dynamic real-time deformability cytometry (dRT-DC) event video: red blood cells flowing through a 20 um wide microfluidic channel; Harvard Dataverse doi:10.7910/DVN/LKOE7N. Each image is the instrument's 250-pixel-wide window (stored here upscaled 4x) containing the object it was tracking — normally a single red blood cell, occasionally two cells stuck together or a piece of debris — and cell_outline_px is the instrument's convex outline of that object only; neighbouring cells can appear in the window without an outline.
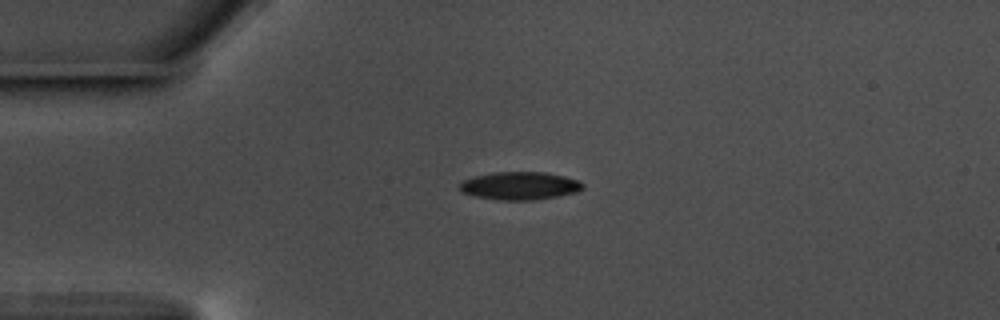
{"species": "common noctule bat (a hibernating species)", "species_latin": "Nyctalus noctula", "temperature_condition": "warm", "stored_images_in_passage": 44, "camera_frame_rate_fps": 3000, "um_per_image_px": 0.085, "animal": {"sex": "male", "body_mass_g": 17.5, "forearm_length_mm": 52.3}, "frame": {"image": 1, "passage_image": 1, "time_ms": 0.0, "image_size_px": [1000, 320], "cell_outline_px": [[584, 188], [576, 192], [560, 196], [532, 200], [500, 200], [476, 196], [460, 192], [460, 184], [464, 180], [476, 176], [496, 172], [544, 172], [564, 176], [580, 180], [584, 184]], "centroid_in_image_um": [44.23, 15.79], "position_along_channel_um": 40.8, "area_um2": 20.0}}
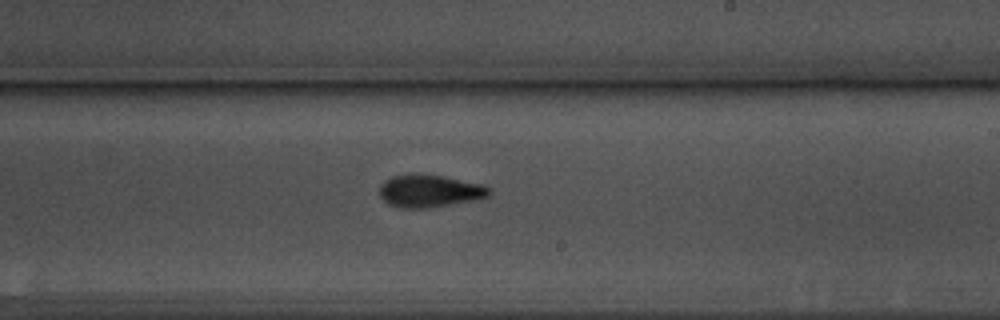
{"frame": {"image": 2, "passage_image": 21, "time_ms": 6.667, "image_size_px": [1000, 320], "cell_outline_px": [[492, 192], [488, 196], [472, 200], [424, 208], [396, 208], [388, 204], [380, 196], [380, 184], [384, 180], [392, 176], [416, 172], [420, 172], [484, 184], [492, 188]], "centroid_in_image_um": [36.48, 16.2], "position_along_channel_um": 252.5, "area_um2": 21.04}}
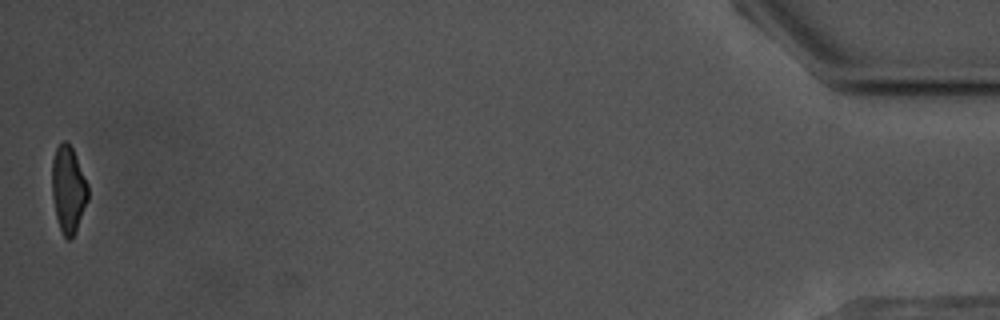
{"frame": {"image": 3, "passage_image": 44, "time_ms": 14.333, "image_size_px": [1000, 320], "cell_outline_px": [[88, 200], [76, 232], [68, 240], [64, 236], [60, 228], [56, 216], [52, 196], [52, 160], [56, 148], [64, 140], [68, 140], [72, 148], [88, 184]], "centroid_in_image_um": [5.81, 16.08], "position_along_channel_um": 429.4, "area_um2": 18.15}, "authors_computed_cell_mechanics": {"area_um2": 20.519, "velocity_mm_per_s": 3.5674, "shape_relaxation_time_tau1_ms": 4.6672, "shape_relaxation_time_tau2_ms": 2.6412, "deformation_change_tau1": 0.1454, "deformation_change_tau2": 0.0949}}